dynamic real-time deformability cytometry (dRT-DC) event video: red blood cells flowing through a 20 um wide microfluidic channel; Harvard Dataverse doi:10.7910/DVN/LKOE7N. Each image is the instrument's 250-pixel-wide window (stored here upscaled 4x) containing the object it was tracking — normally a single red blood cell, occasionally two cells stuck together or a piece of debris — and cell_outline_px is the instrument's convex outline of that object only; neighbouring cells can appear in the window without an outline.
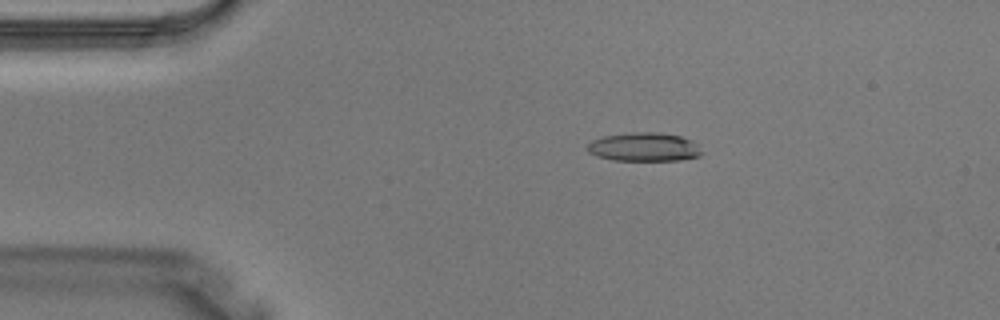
{"species": "Egyptian fruit bat (a non-hibernating species)", "species_latin": "Rousettus aegyptiacus", "temperature_condition": "warm", "stored_images_in_passage": 2, "camera_frame_rate_fps": 3000, "um_per_image_px": 0.085, "animal": {"sex": "male"}, "frame": {"image": 1, "passage_image": 1, "time_ms": 0.0, "image_size_px": [1000, 320], "cell_outline_px": [[704, 152], [700, 156], [680, 160], [612, 160], [596, 156], [588, 152], [588, 144], [592, 140], [600, 136], [628, 132], [656, 132], [680, 136], [692, 140]], "centroid_in_image_um": [54.73, 12.49], "position_along_channel_um": 30.3, "area_um2": 19.31}}